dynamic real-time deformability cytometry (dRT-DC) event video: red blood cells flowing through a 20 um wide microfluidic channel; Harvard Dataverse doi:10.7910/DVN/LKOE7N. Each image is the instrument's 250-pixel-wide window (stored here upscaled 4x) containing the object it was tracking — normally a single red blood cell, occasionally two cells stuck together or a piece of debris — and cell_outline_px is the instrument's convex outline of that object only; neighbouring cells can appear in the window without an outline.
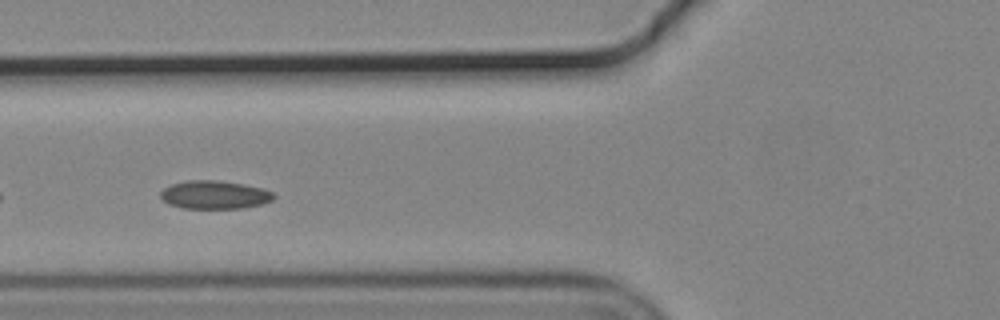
{"species": "common noctule bat (a hibernating species)", "species_latin": "Nyctalus noctula", "temperature_condition": "cold", "stored_images_in_passage": 31, "camera_frame_rate_fps": 3000, "um_per_image_px": 0.085, "animal": {"sex": "male", "body_mass_g": 19.2, "forearm_length_mm": 51.8}, "frame": {"image": 1, "passage_image": 7, "time_ms": 2.0, "image_size_px": [1000, 320], "cell_outline_px": [[276, 196], [272, 200], [260, 204], [244, 208], [184, 208], [168, 204], [160, 196], [160, 192], [164, 188], [172, 184], [188, 180], [216, 180], [244, 184], [260, 188], [272, 192]], "centroid_in_image_um": [18.22, 16.55], "position_along_channel_um": 107.6, "area_um2": 18.5}}
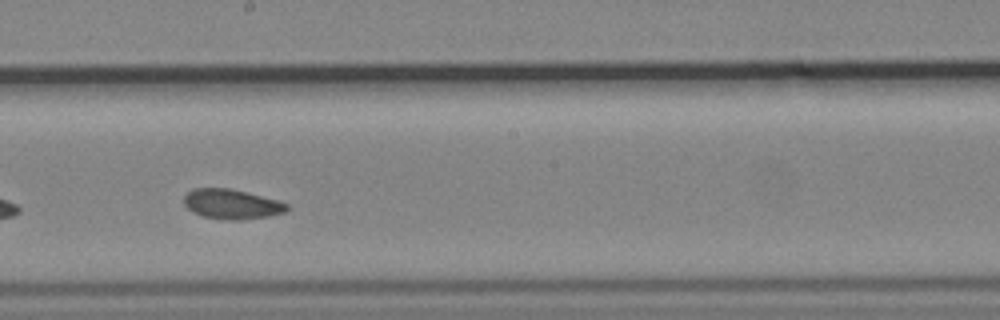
{"frame": {"image": 2, "passage_image": 17, "time_ms": 5.333, "image_size_px": [1000, 320], "cell_outline_px": [[288, 208], [284, 212], [268, 216], [236, 220], [232, 220], [204, 216], [192, 212], [184, 204], [184, 196], [192, 188], [228, 188], [280, 200], [288, 204]], "centroid_in_image_um": [19.69, 17.34], "position_along_channel_um": 228.5, "area_um2": 17.69}}
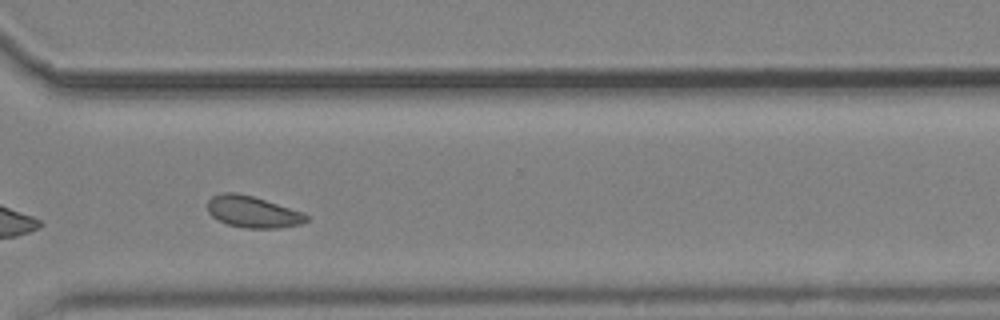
{"frame": {"image": 3, "passage_image": 27, "time_ms": 8.667, "image_size_px": [1000, 320], "cell_outline_px": [[308, 220], [300, 224], [276, 228], [248, 228], [228, 224], [212, 216], [208, 212], [208, 200], [212, 196], [224, 192], [236, 192], [252, 196], [300, 212], [308, 216]], "centroid_in_image_um": [21.44, 18.0], "position_along_channel_um": 349.2, "area_um2": 17.69}, "authors_computed_cell_mechanics": {"area_um2": 17.918, "velocity_mm_per_s": 3.6219, "shape_relaxation_time_tau1_ms": 10.8119, "shape_relaxation_time_tau2_ms": 2.0688, "deformation_change_tau1": 0.1232, "deformation_change_tau2": 0.0612}}